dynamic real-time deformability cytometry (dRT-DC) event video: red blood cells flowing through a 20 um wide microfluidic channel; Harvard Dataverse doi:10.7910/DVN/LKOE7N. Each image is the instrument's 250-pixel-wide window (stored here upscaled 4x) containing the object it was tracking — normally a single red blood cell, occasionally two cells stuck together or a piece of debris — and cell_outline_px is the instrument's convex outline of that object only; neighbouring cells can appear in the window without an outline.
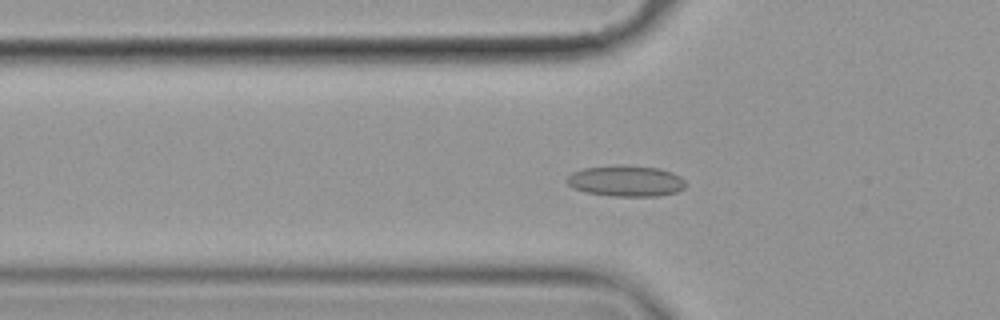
{"species": "common noctule bat (a hibernating species)", "species_latin": "Nyctalus noctula", "temperature_condition": "cold", "stored_images_in_passage": 56, "camera_frame_rate_fps": 3000, "um_per_image_px": 0.085, "animal": {"sex": "female", "body_mass_g": 19.9}, "frame": {"image": 1, "passage_image": 18, "time_ms": 5.667, "image_size_px": [1000, 320], "cell_outline_px": [[684, 188], [676, 192], [656, 196], [612, 196], [584, 192], [572, 188], [564, 180], [572, 172], [584, 168], [624, 164], [660, 168], [672, 172], [680, 176], [684, 180]], "centroid_in_image_um": [53.17, 15.37], "position_along_channel_um": 72.6, "area_um2": 21.68}}
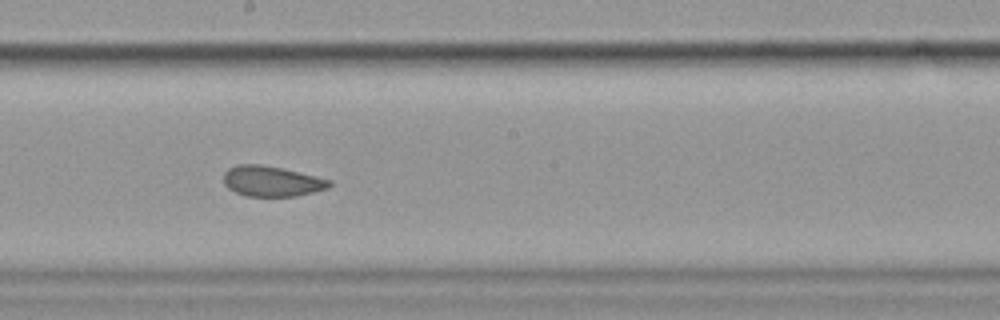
{"frame": {"image": 2, "passage_image": 31, "time_ms": 10.0, "image_size_px": [1000, 320], "cell_outline_px": [[332, 184], [328, 188], [296, 196], [244, 196], [228, 188], [224, 184], [224, 172], [228, 168], [236, 164], [260, 164], [284, 168], [332, 180]], "centroid_in_image_um": [23.08, 15.39], "position_along_channel_um": 225.1, "area_um2": 18.9}}
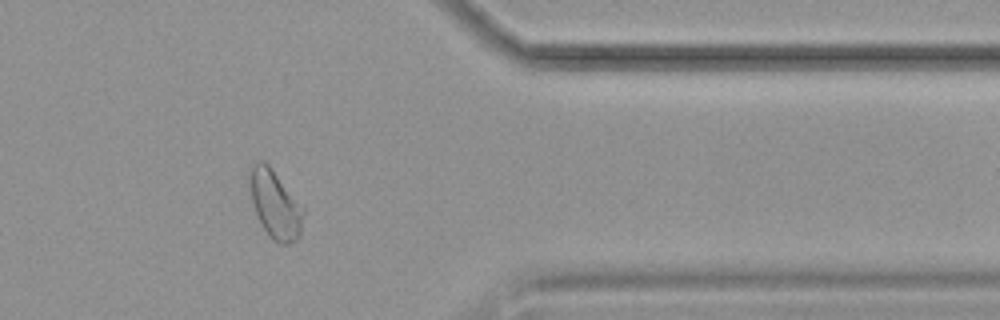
{"frame": {"image": 3, "passage_image": 46, "time_ms": 15.0, "image_size_px": [1000, 320], "cell_outline_px": [[304, 212], [300, 236], [296, 240], [288, 244], [280, 244], [272, 240], [268, 236], [256, 212], [252, 200], [248, 180], [252, 164], [256, 160], [264, 160], [272, 168], [304, 208]], "centroid_in_image_um": [23.39, 17.36], "position_along_channel_um": 388.0, "area_um2": 21.33}, "authors_computed_cell_mechanics": {"area_um2": 21.097, "velocity_mm_per_s": 3.5296, "shape_relaxation_time_tau1_ms": 8.2533, "shape_relaxation_time_tau2_ms": 1.5474, "deformation_change_tau1": 0.1382, "deformation_change_tau2": 0.0545}}